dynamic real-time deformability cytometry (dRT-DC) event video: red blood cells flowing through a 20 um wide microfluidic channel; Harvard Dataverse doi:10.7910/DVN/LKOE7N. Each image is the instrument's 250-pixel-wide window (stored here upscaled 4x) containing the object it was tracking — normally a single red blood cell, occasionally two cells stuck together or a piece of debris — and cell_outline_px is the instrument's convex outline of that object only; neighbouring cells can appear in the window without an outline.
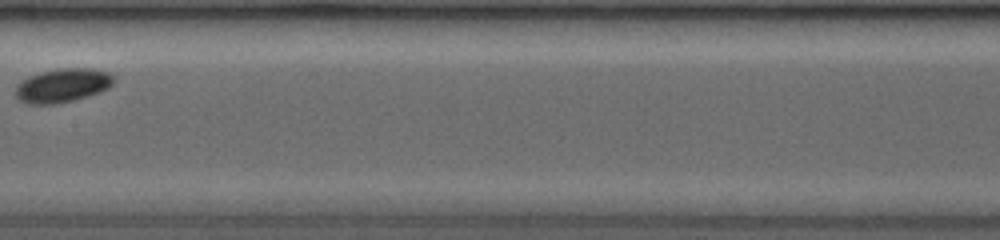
{"species": "common noctule bat (a hibernating species)", "species_latin": "Nyctalus noctula", "temperature_condition": "room temperature", "stored_images_in_passage": 5, "camera_frame_rate_fps": 3500, "um_per_image_px": 0.085, "animal": {"sex": "female", "body_mass_g": 19.0, "forearm_length_mm": 53.3}, "frame": {"image": 1, "passage_image": 5, "time_ms": 4.571, "image_size_px": [1000, 240], "cell_outline_px": [[116, 80], [108, 88], [72, 100], [48, 104], [32, 104], [20, 100], [16, 96], [16, 84], [28, 76], [40, 72], [56, 68], [92, 68], [108, 72], [116, 76]], "centroid_in_image_um": [5.32, 7.22], "position_along_channel_um": 202.1, "area_um2": 19.19}}